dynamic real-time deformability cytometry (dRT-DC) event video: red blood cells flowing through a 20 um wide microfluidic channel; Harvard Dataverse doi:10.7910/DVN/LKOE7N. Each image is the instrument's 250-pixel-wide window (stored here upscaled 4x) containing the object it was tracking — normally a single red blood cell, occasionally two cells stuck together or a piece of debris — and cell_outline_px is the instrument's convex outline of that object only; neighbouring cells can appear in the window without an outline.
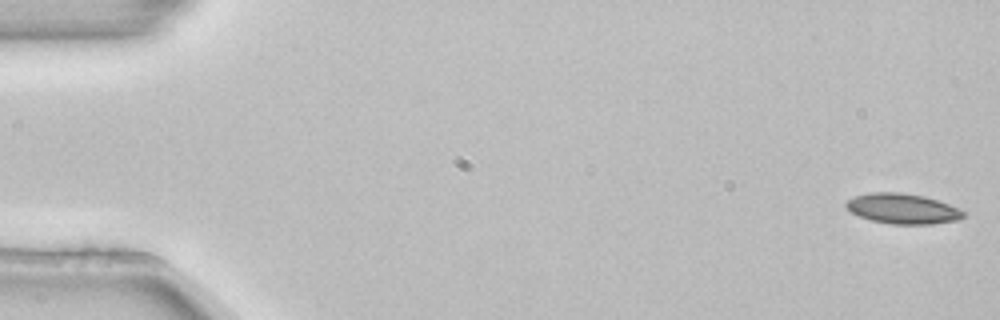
{"species": "common noctule bat (a hibernating species)", "species_latin": "Nyctalus noctula", "temperature_condition": "room temperature", "stored_images_in_passage": 4, "camera_frame_rate_fps": 3000, "um_per_image_px": 0.085, "animal": {"sex": "female", "body_mass_g": 22.7, "forearm_length_mm": 54.2}, "frame": {"image": 1, "passage_image": 1, "time_ms": 0.0, "image_size_px": [1000, 320], "cell_outline_px": [[964, 216], [956, 220], [932, 224], [892, 224], [872, 220], [860, 216], [852, 212], [844, 204], [848, 200], [856, 196], [868, 192], [900, 192], [924, 196], [948, 204], [964, 212]], "centroid_in_image_um": [76.7, 17.73], "position_along_channel_um": 8.3, "area_um2": 20.35}}
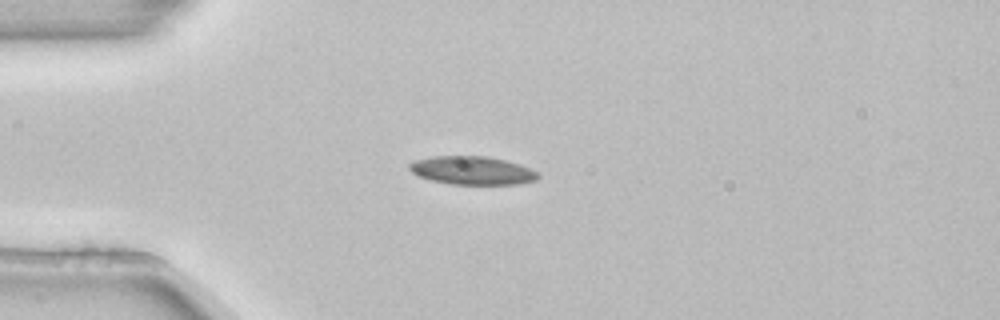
{"frame": {"image": 2, "passage_image": 4, "time_ms": 1.0, "image_size_px": [1000, 320], "cell_outline_px": [[540, 176], [536, 180], [516, 184], [448, 184], [432, 180], [420, 176], [412, 172], [408, 168], [408, 164], [412, 160], [432, 156], [484, 156], [504, 160], [528, 168], [536, 172]], "centroid_in_image_um": [40.07, 14.49], "position_along_channel_um": 44.9, "area_um2": 21.04}}